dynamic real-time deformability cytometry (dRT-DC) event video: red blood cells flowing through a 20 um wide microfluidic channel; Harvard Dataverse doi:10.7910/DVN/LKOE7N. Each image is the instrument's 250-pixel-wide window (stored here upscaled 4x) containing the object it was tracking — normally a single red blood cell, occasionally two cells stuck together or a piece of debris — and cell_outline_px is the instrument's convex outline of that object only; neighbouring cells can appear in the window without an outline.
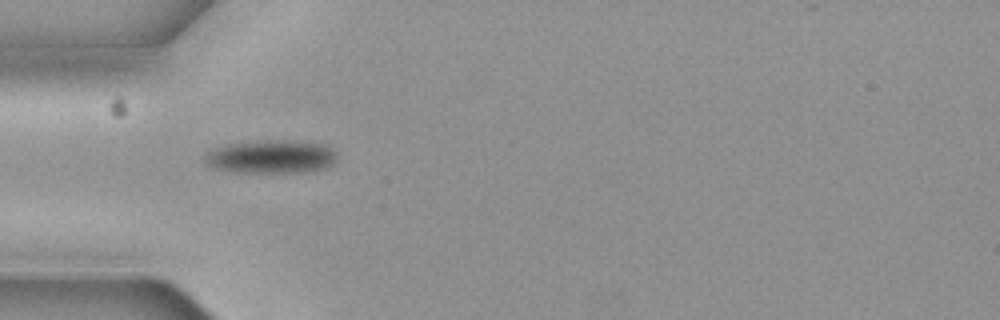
{"species": "common noctule bat (a hibernating species)", "species_latin": "Nyctalus noctula", "temperature_condition": "cold", "stored_images_in_passage": 1, "camera_frame_rate_fps": 3000, "um_per_image_px": 0.085, "animal": {"sex": "female", "body_mass_g": 19.3, "forearm_length_mm": 54.1}, "frame": {"image": 1, "passage_image": 1, "time_ms": 0.0, "image_size_px": [1000, 320], "cell_outline_px": [[336, 164], [328, 168], [316, 172], [240, 172], [212, 168], [208, 164], [204, 156], [212, 148], [224, 144], [268, 140], [324, 144], [336, 152]], "centroid_in_image_um": [23.09, 13.34], "position_along_channel_um": 61.9, "area_um2": 25.72}}